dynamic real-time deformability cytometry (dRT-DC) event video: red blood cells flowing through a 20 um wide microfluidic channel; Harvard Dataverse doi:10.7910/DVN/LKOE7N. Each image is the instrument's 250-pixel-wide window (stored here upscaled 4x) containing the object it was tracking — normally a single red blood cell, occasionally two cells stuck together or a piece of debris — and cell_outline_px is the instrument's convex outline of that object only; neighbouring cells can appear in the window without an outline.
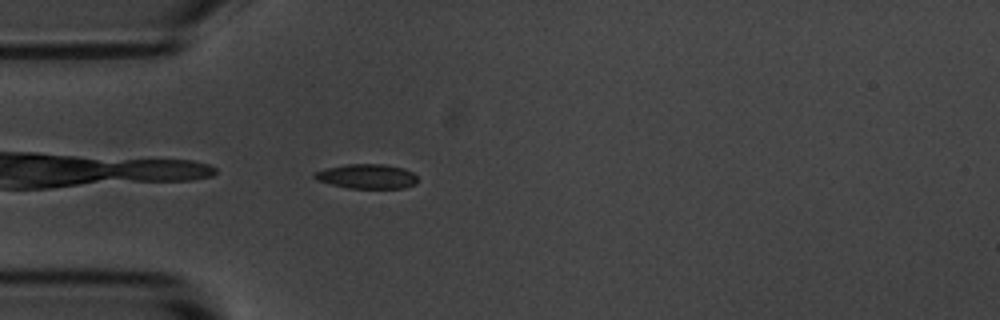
{"species": "common noctule bat (a hibernating species)", "species_latin": "Nyctalus noctula", "temperature_condition": "room temperature", "stored_images_in_passage": 4, "camera_frame_rate_fps": 3000, "um_per_image_px": 0.085, "animal": {"sex": "male", "body_mass_g": 20.1, "forearm_length_mm": 53.5}, "frame": {"image": 1, "passage_image": 4, "time_ms": 3.667, "image_size_px": [1000, 320], "cell_outline_px": [[416, 184], [404, 188], [348, 188], [316, 180], [312, 176], [312, 172], [324, 168], [348, 164], [384, 164], [404, 168], [412, 172], [416, 176]], "centroid_in_image_um": [31.15, 14.98], "position_along_channel_um": 53.9, "area_um2": 14.85}}